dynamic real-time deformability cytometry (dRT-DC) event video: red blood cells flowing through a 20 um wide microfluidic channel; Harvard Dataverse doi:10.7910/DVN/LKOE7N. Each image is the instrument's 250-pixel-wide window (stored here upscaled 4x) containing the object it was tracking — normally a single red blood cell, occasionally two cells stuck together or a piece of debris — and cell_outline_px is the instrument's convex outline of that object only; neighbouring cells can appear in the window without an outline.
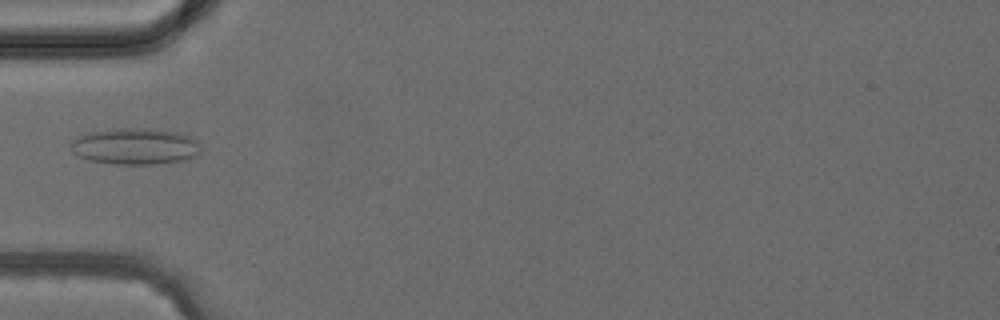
{"species": "common noctule bat (a hibernating species)", "species_latin": "Nyctalus noctula", "temperature_condition": "cold", "stored_images_in_passage": 4, "camera_frame_rate_fps": 3000, "um_per_image_px": 0.085, "animal": {"sex": "female", "body_mass_g": 24.6, "forearm_length_mm": 56.2}, "frame": {"image": 1, "passage_image": 4, "time_ms": 3.667, "image_size_px": [1000, 320], "cell_outline_px": [[200, 152], [196, 156], [184, 160], [152, 164], [112, 164], [92, 160], [76, 156], [72, 152], [72, 140], [88, 132], [116, 128], [148, 128], [176, 132], [192, 136], [200, 144]], "centroid_in_image_um": [11.51, 12.43], "position_along_channel_um": 73.5, "area_um2": 27.63}}